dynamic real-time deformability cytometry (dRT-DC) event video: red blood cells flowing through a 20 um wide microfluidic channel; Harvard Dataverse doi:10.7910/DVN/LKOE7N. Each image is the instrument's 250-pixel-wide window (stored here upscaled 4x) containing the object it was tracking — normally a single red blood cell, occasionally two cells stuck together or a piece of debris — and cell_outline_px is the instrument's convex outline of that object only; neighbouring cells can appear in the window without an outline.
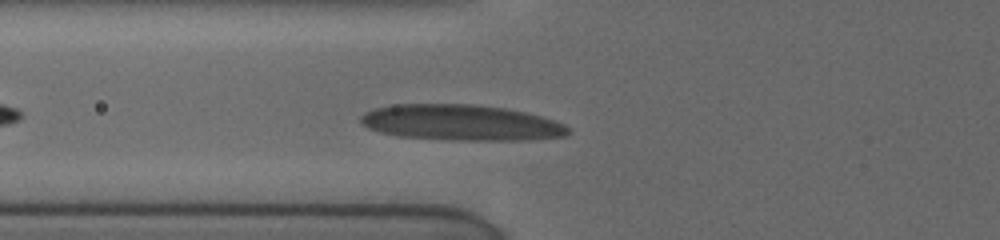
{"species": "human", "species_latin": "Homo sapiens", "temperature_condition": "cold", "stored_images_in_passage": 20, "camera_frame_rate_fps": 3000, "um_per_image_px": 0.085, "donor": {"sex": "female"}, "frame": {"image": 1, "passage_image": 4, "time_ms": 2.0, "image_size_px": [1000, 240], "cell_outline_px": [[572, 132], [568, 136], [532, 140], [448, 140], [396, 136], [380, 132], [368, 128], [360, 120], [360, 116], [376, 108], [396, 104], [476, 104], [504, 108], [544, 116], [564, 124]], "centroid_in_image_um": [39.26, 10.43], "position_along_channel_um": 86.5, "area_um2": 43.58}}
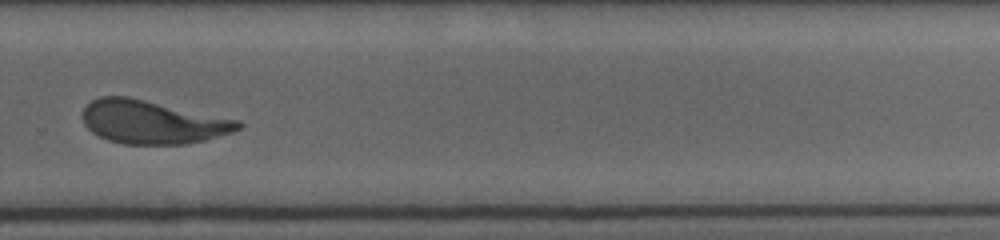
{"frame": {"image": 2, "passage_image": 11, "time_ms": 8.0, "image_size_px": [1000, 240], "cell_outline_px": [[244, 124], [240, 128], [232, 132], [204, 140], [184, 144], [124, 144], [108, 140], [92, 132], [84, 124], [84, 108], [92, 100], [100, 96], [128, 96], [240, 120]], "centroid_in_image_um": [12.97, 10.37], "position_along_channel_um": 316.8, "area_um2": 39.13}}
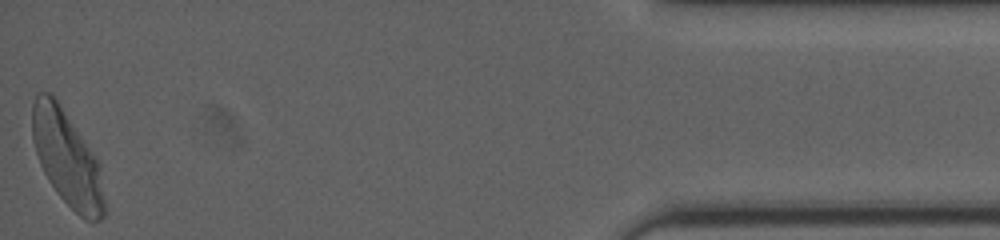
{"frame": {"image": 3, "passage_image": 20, "time_ms": 12.667, "image_size_px": [1000, 240], "cell_outline_px": [[104, 216], [100, 220], [92, 224], [84, 220], [56, 192], [48, 180], [40, 164], [32, 140], [32, 104], [36, 96], [40, 92], [48, 92], [56, 100], [100, 164], [104, 196]], "centroid_in_image_um": [5.7, 13.53], "position_along_channel_um": 429.5, "area_um2": 39.48}, "authors_computed_cell_mechanics": {"area_um2": 39.8531, "velocity_mm_per_s": 3.8509, "shape_relaxation_time_tau1_ms": 6.2514, "shape_relaxation_time_tau2_ms": 0.8558, "deformation_change_tau1": 0.216, "deformation_change_tau2": 0.0899}}